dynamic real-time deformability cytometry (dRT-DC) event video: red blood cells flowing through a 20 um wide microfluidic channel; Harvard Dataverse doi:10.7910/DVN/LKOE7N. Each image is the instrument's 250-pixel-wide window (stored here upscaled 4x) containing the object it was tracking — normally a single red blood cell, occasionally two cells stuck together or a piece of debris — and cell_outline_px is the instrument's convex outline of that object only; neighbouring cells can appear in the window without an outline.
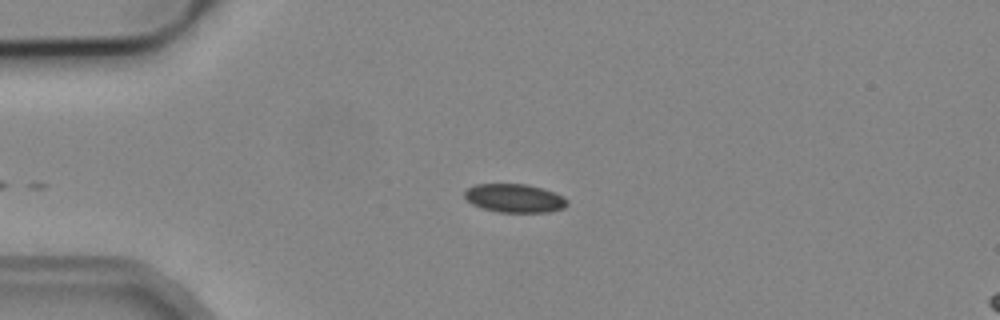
{"species": "common noctule bat (a hibernating species)", "species_latin": "Nyctalus noctula", "temperature_condition": "cold", "stored_images_in_passage": 38, "camera_frame_rate_fps": 3000, "um_per_image_px": 0.085, "animal": {"sex": "male", "body_mass_g": 19.2, "forearm_length_mm": 51.8}, "frame": {"image": 1, "passage_image": 3, "time_ms": 0.667, "image_size_px": [1000, 320], "cell_outline_px": [[568, 204], [564, 208], [548, 212], [500, 212], [480, 208], [472, 204], [464, 196], [464, 192], [468, 188], [476, 184], [528, 184], [564, 196], [568, 200]], "centroid_in_image_um": [43.74, 16.85], "position_along_channel_um": 41.3, "area_um2": 17.05}}
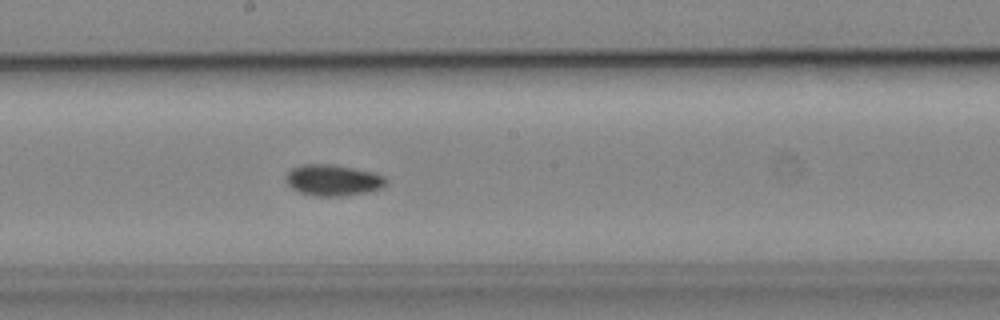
{"frame": {"image": 2, "passage_image": 19, "time_ms": 6.0, "image_size_px": [1000, 320], "cell_outline_px": [[388, 180], [380, 188], [364, 192], [340, 196], [316, 196], [300, 192], [292, 188], [284, 180], [288, 172], [292, 168], [304, 164], [332, 164], [372, 172], [384, 176]], "centroid_in_image_um": [28.26, 15.31], "position_along_channel_um": 219.9, "area_um2": 17.92}}
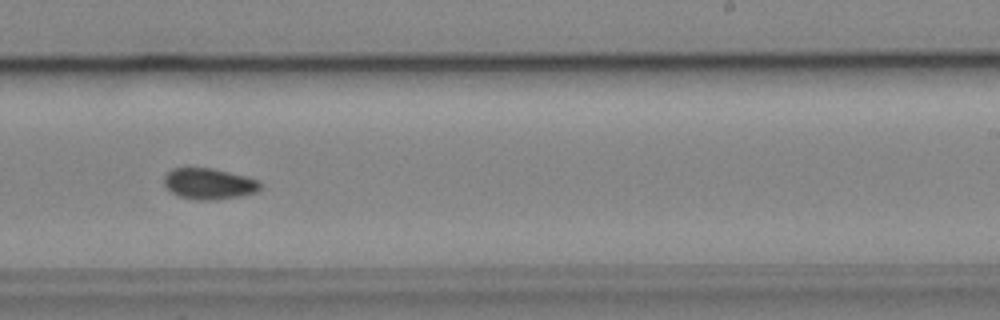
{"frame": {"image": 3, "passage_image": 23, "time_ms": 7.333, "image_size_px": [1000, 320], "cell_outline_px": [[260, 188], [256, 192], [236, 196], [212, 200], [196, 200], [180, 196], [172, 192], [164, 184], [164, 176], [172, 168], [212, 168], [244, 176], [256, 180], [260, 184]], "centroid_in_image_um": [17.72, 15.61], "position_along_channel_um": 271.3, "area_um2": 16.99}, "authors_computed_cell_mechanics": {"area_um2": 17.34, "velocity_mm_per_s": 3.8655, "shape_relaxation_time_tau1_ms": null, "shape_relaxation_time_tau2_ms": 4.3468, "deformation_change_tau1": null, "deformation_change_tau2": 0.064}}